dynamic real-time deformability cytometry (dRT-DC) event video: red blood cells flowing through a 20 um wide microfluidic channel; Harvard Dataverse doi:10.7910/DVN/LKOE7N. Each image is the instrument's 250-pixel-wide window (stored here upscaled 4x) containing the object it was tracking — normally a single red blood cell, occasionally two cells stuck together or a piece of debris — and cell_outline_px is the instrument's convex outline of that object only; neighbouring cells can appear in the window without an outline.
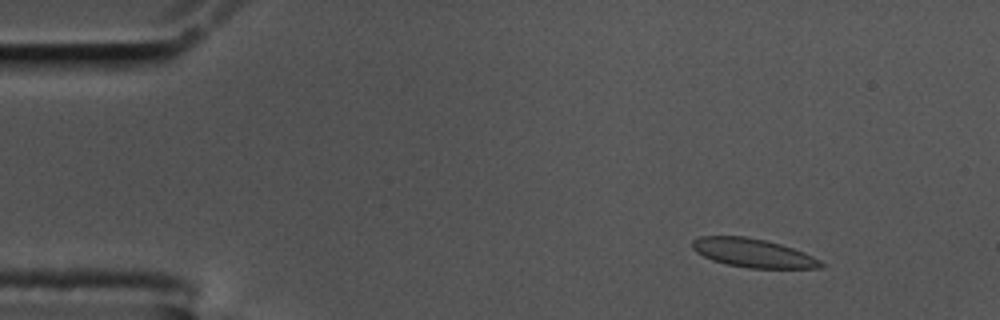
{"species": "common noctule bat (a hibernating species)", "species_latin": "Nyctalus noctula", "temperature_condition": "cold", "stored_images_in_passage": 57, "camera_frame_rate_fps": 3000, "um_per_image_px": 0.085, "animal": {"sex": "male", "body_mass_g": 17.5, "forearm_length_mm": 52.3}, "frame": {"image": 1, "passage_image": 6, "time_ms": 1.667, "image_size_px": [1000, 320], "cell_outline_px": [[824, 268], [748, 268], [728, 264], [712, 260], [696, 252], [692, 248], [692, 240], [700, 236], [744, 236], [764, 240], [780, 244], [804, 252], [820, 260], [824, 264]], "centroid_in_image_um": [64.0, 21.5], "position_along_channel_um": 21.0, "area_um2": 21.39}}
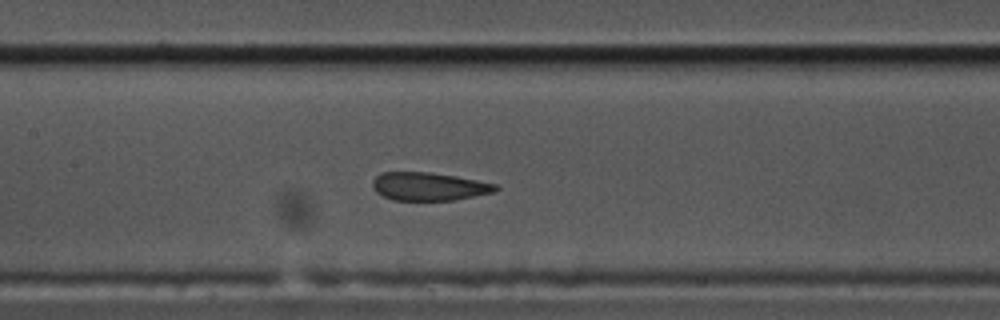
{"frame": {"image": 2, "passage_image": 26, "time_ms": 8.333, "image_size_px": [1000, 320], "cell_outline_px": [[500, 188], [492, 192], [452, 200], [392, 200], [376, 192], [372, 188], [372, 180], [380, 172], [428, 172], [456, 176], [496, 184]], "centroid_in_image_um": [36.4, 15.84], "position_along_channel_um": 171.0, "area_um2": 20.06}}
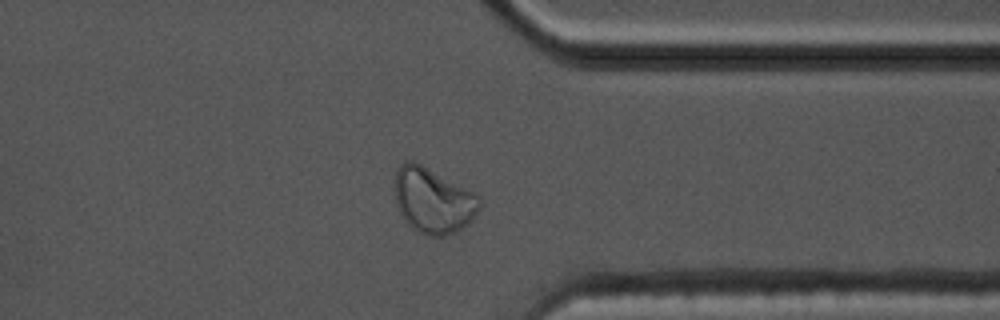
{"frame": {"image": 3, "passage_image": 44, "time_ms": 14.333, "image_size_px": [1000, 320], "cell_outline_px": [[480, 208], [472, 220], [468, 224], [444, 236], [424, 236], [416, 232], [404, 220], [396, 204], [396, 168], [404, 160], [412, 160], [420, 164], [480, 196]], "centroid_in_image_um": [36.79, 17.06], "position_along_channel_um": 374.6, "area_um2": 32.02}}